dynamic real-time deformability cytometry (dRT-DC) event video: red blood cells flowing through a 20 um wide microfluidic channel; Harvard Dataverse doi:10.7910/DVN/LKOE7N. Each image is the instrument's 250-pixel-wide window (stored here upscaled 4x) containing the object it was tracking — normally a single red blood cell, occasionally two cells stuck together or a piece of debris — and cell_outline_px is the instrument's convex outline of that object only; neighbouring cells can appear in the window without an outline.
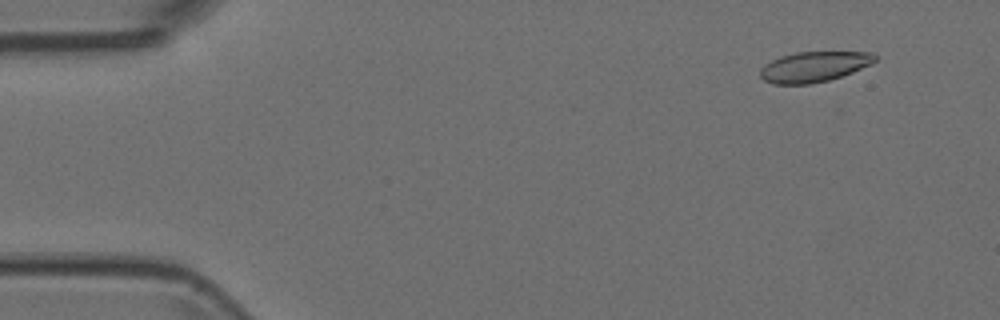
{"species": "Egyptian fruit bat (a non-hibernating species)", "species_latin": "Rousettus aegyptiacus", "temperature_condition": "room temperature", "stored_images_in_passage": 6, "camera_frame_rate_fps": 3000, "um_per_image_px": 0.085, "animal": {"sex": "female"}, "frame": {"image": 1, "passage_image": 2, "time_ms": 0.333, "image_size_px": [1000, 320], "cell_outline_px": [[880, 56], [876, 60], [852, 72], [828, 80], [812, 84], [772, 84], [764, 80], [760, 76], [760, 68], [764, 64], [780, 56], [796, 52], [872, 52]], "centroid_in_image_um": [69.16, 5.67], "position_along_channel_um": 15.8, "area_um2": 20.29}}
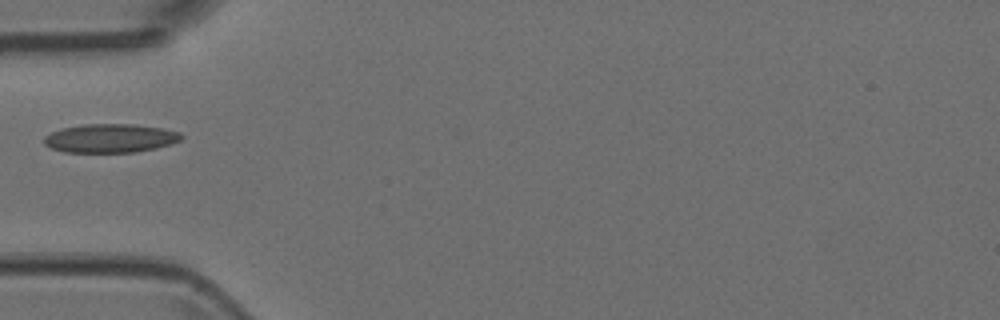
{"frame": {"image": 2, "passage_image": 5, "time_ms": 1.333, "image_size_px": [1000, 320], "cell_outline_px": [[184, 136], [180, 140], [156, 148], [136, 152], [64, 152], [52, 148], [44, 144], [44, 136], [52, 132], [64, 128], [84, 124], [136, 124], [160, 128], [180, 132]], "centroid_in_image_um": [9.38, 11.75], "position_along_channel_um": 75.6, "area_um2": 22.83}}
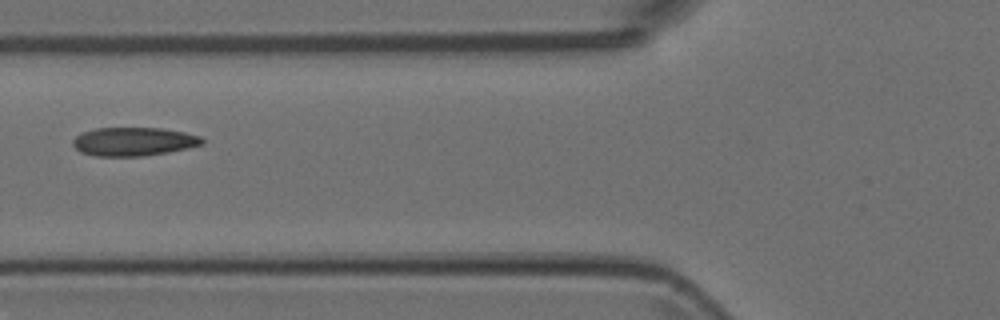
{"frame": {"image": 3, "passage_image": 6, "time_ms": 1.667, "image_size_px": [1000, 320], "cell_outline_px": [[204, 144], [188, 148], [168, 152], [144, 156], [96, 156], [80, 152], [72, 144], [72, 140], [76, 136], [84, 132], [96, 128], [160, 128], [184, 132], [200, 136], [204, 140]], "centroid_in_image_um": [11.37, 12.04], "position_along_channel_um": 114.4, "area_um2": 21.5}}